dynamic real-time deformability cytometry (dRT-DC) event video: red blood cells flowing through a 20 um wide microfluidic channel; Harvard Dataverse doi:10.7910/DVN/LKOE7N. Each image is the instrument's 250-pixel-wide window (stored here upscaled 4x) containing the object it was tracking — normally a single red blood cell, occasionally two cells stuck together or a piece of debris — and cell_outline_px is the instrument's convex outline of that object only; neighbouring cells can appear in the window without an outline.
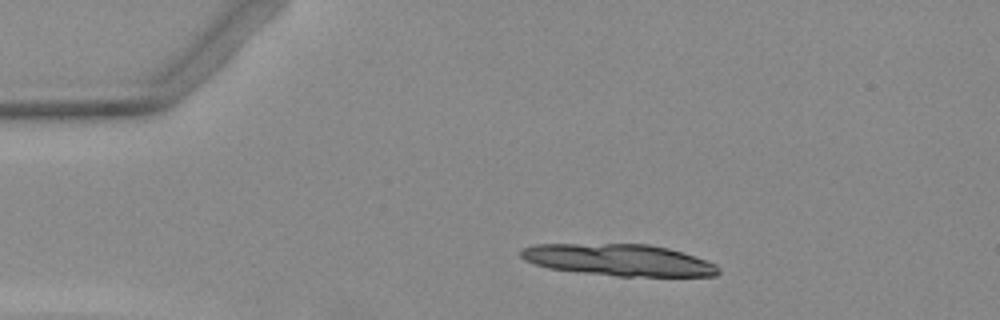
{"species": "Egyptian fruit bat (a non-hibernating species)", "species_latin": "Rousettus aegyptiacus", "temperature_condition": "warm", "stored_images_in_passage": 4, "camera_frame_rate_fps": 3000, "um_per_image_px": 0.085, "animal": {"sex": "female"}, "frame": {"image": 1, "passage_image": 1, "time_ms": 0.0, "image_size_px": [1000, 320], "cell_outline_px": [[720, 272], [716, 276], [616, 276], [580, 272], [548, 268], [524, 260], [520, 256], [520, 248], [536, 244], [648, 244], [668, 248], [716, 264], [720, 268]], "centroid_in_image_um": [52.57, 22.1], "position_along_channel_um": 32.4, "area_um2": 36.36}}
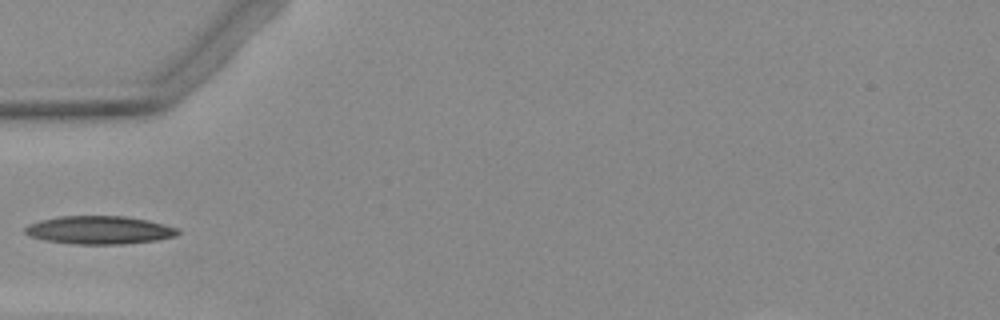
{"frame": {"image": 2, "passage_image": 3, "time_ms": 2.667, "image_size_px": [1000, 320], "cell_outline_px": [[180, 232], [176, 236], [156, 240], [124, 244], [72, 244], [44, 240], [32, 236], [24, 232], [24, 228], [28, 224], [40, 220], [60, 216], [124, 216], [148, 220], [164, 224], [176, 228]], "centroid_in_image_um": [8.43, 19.55], "position_along_channel_um": 76.6, "area_um2": 25.03}}
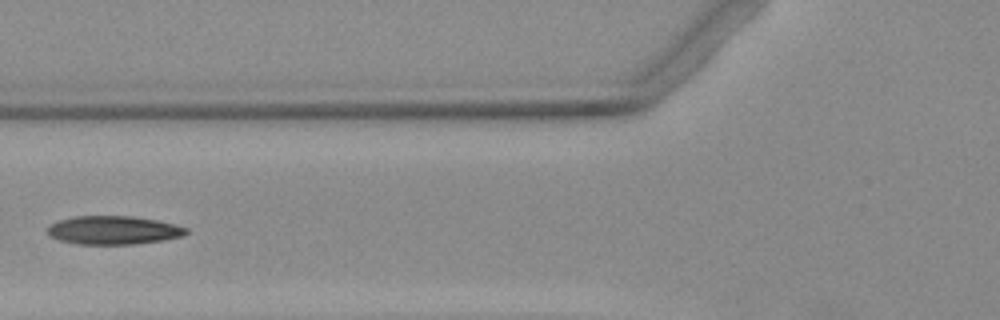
{"frame": {"image": 3, "passage_image": 4, "time_ms": 3.667, "image_size_px": [1000, 320], "cell_outline_px": [[188, 232], [184, 236], [164, 240], [132, 244], [76, 244], [56, 240], [48, 236], [44, 232], [52, 224], [60, 220], [76, 216], [132, 216], [156, 220], [176, 224], [188, 228]], "centroid_in_image_um": [9.63, 19.57], "position_along_channel_um": 116.2, "area_um2": 23.24}}